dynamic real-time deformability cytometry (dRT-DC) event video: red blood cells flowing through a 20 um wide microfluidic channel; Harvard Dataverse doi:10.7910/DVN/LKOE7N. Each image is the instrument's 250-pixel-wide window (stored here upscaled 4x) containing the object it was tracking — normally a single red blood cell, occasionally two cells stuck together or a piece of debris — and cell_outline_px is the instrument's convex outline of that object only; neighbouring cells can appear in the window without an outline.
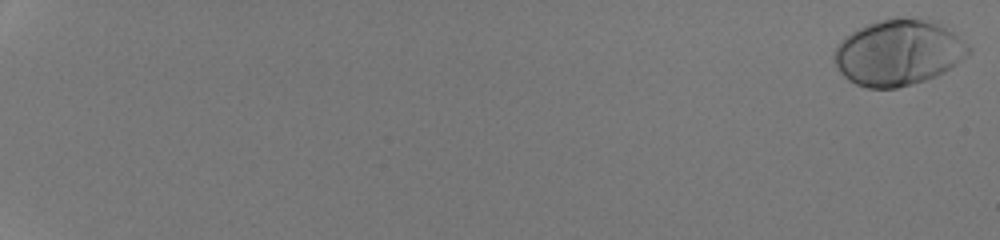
{"species": "human", "species_latin": "Homo sapiens", "temperature_condition": "room temperature", "stored_images_in_passage": 53, "camera_frame_rate_fps": 3000, "um_per_image_px": 0.085, "donor": {"sex": "male"}, "frame": {"image": 1, "passage_image": 1, "time_ms": 0.0, "image_size_px": [1000, 240], "cell_outline_px": [[972, 52], [956, 64], [944, 72], [936, 76], [912, 84], [896, 88], [868, 88], [856, 84], [848, 80], [840, 72], [832, 60], [832, 56], [840, 40], [844, 36], [868, 24], [892, 16], [900, 16], [940, 20], [948, 24], [972, 48]], "centroid_in_image_um": [76.41, 4.42], "position_along_channel_um": 8.6, "area_um2": 52.71}}
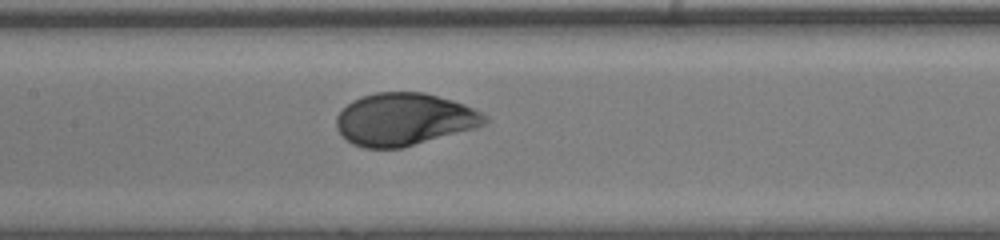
{"frame": {"image": 2, "passage_image": 31, "time_ms": 10.0, "image_size_px": [1000, 240], "cell_outline_px": [[488, 120], [484, 124], [476, 128], [400, 148], [364, 148], [352, 144], [336, 128], [336, 116], [352, 100], [376, 92], [424, 92], [452, 100], [464, 104], [488, 116]], "centroid_in_image_um": [34.35, 10.14], "position_along_channel_um": 173.0, "area_um2": 45.08}}
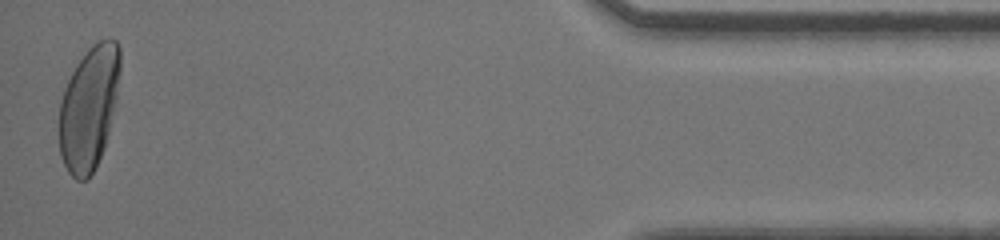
{"frame": {"image": 3, "passage_image": 53, "time_ms": 17.333, "image_size_px": [1000, 240], "cell_outline_px": [[120, 72], [116, 100], [104, 148], [88, 180], [76, 180], [68, 172], [60, 156], [60, 100], [64, 88], [76, 64], [88, 48], [92, 44], [108, 36], [116, 40], [120, 48]], "centroid_in_image_um": [7.57, 9.13], "position_along_channel_um": 427.6, "area_um2": 43.87}, "authors_computed_cell_mechanics": {"area_um2": 46.4134, "velocity_mm_per_s": 4.2503, "shape_relaxation_time_tau1_ms": 2.1222, "shape_relaxation_time_tau2_ms": null, "deformation_change_tau1": 0.1581, "deformation_change_tau2": null}}